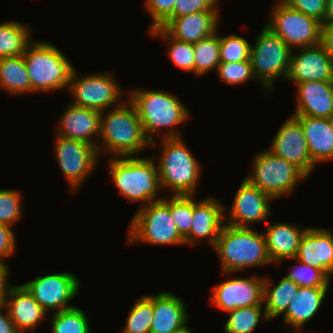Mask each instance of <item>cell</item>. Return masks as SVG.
I'll return each instance as SVG.
<instances>
[{
    "label": "cell",
    "instance_id": "6da1fadb",
    "mask_svg": "<svg viewBox=\"0 0 333 333\" xmlns=\"http://www.w3.org/2000/svg\"><path fill=\"white\" fill-rule=\"evenodd\" d=\"M129 92L127 101L134 105L151 149L156 143L154 134L164 128L166 130L158 139L181 138L175 126L187 122L190 113L179 97L162 90L133 89Z\"/></svg>",
    "mask_w": 333,
    "mask_h": 333
},
{
    "label": "cell",
    "instance_id": "7a4b0ae2",
    "mask_svg": "<svg viewBox=\"0 0 333 333\" xmlns=\"http://www.w3.org/2000/svg\"><path fill=\"white\" fill-rule=\"evenodd\" d=\"M100 112V134L97 150L112 157L137 156L151 146L134 105L129 101ZM101 141V142H100ZM100 142V143H99ZM104 150H101L102 147Z\"/></svg>",
    "mask_w": 333,
    "mask_h": 333
},
{
    "label": "cell",
    "instance_id": "3957f363",
    "mask_svg": "<svg viewBox=\"0 0 333 333\" xmlns=\"http://www.w3.org/2000/svg\"><path fill=\"white\" fill-rule=\"evenodd\" d=\"M213 248L220 258L222 273L229 278L231 273L272 263L263 231L258 233L250 227L225 223Z\"/></svg>",
    "mask_w": 333,
    "mask_h": 333
},
{
    "label": "cell",
    "instance_id": "277c9868",
    "mask_svg": "<svg viewBox=\"0 0 333 333\" xmlns=\"http://www.w3.org/2000/svg\"><path fill=\"white\" fill-rule=\"evenodd\" d=\"M155 155L149 157H111L109 174L119 193L131 202H142L144 207L158 199L161 189Z\"/></svg>",
    "mask_w": 333,
    "mask_h": 333
},
{
    "label": "cell",
    "instance_id": "5b68a950",
    "mask_svg": "<svg viewBox=\"0 0 333 333\" xmlns=\"http://www.w3.org/2000/svg\"><path fill=\"white\" fill-rule=\"evenodd\" d=\"M183 140L161 139V153L156 161L160 186L169 188L173 195H195L202 167Z\"/></svg>",
    "mask_w": 333,
    "mask_h": 333
},
{
    "label": "cell",
    "instance_id": "8992f818",
    "mask_svg": "<svg viewBox=\"0 0 333 333\" xmlns=\"http://www.w3.org/2000/svg\"><path fill=\"white\" fill-rule=\"evenodd\" d=\"M23 57L31 82V93L68 89L75 67L54 44L33 40L26 47Z\"/></svg>",
    "mask_w": 333,
    "mask_h": 333
},
{
    "label": "cell",
    "instance_id": "52a82bcc",
    "mask_svg": "<svg viewBox=\"0 0 333 333\" xmlns=\"http://www.w3.org/2000/svg\"><path fill=\"white\" fill-rule=\"evenodd\" d=\"M128 242L152 245H185L170 213V198L151 202L133 215L128 227Z\"/></svg>",
    "mask_w": 333,
    "mask_h": 333
},
{
    "label": "cell",
    "instance_id": "ba28073f",
    "mask_svg": "<svg viewBox=\"0 0 333 333\" xmlns=\"http://www.w3.org/2000/svg\"><path fill=\"white\" fill-rule=\"evenodd\" d=\"M254 43L250 52L253 75L263 89L273 92L277 79L287 78L292 49L266 26Z\"/></svg>",
    "mask_w": 333,
    "mask_h": 333
},
{
    "label": "cell",
    "instance_id": "9c48e42d",
    "mask_svg": "<svg viewBox=\"0 0 333 333\" xmlns=\"http://www.w3.org/2000/svg\"><path fill=\"white\" fill-rule=\"evenodd\" d=\"M305 178L295 165L270 150H263L255 155L253 170L245 179L274 200L294 192L299 181Z\"/></svg>",
    "mask_w": 333,
    "mask_h": 333
},
{
    "label": "cell",
    "instance_id": "30bf717a",
    "mask_svg": "<svg viewBox=\"0 0 333 333\" xmlns=\"http://www.w3.org/2000/svg\"><path fill=\"white\" fill-rule=\"evenodd\" d=\"M264 25L293 50L321 44L322 23L279 0Z\"/></svg>",
    "mask_w": 333,
    "mask_h": 333
},
{
    "label": "cell",
    "instance_id": "8fae6325",
    "mask_svg": "<svg viewBox=\"0 0 333 333\" xmlns=\"http://www.w3.org/2000/svg\"><path fill=\"white\" fill-rule=\"evenodd\" d=\"M78 76V71L74 68L68 86V90L74 98L71 104L101 112L123 103H120L119 100L124 91L115 80L114 75L102 72L87 74L84 77L83 75Z\"/></svg>",
    "mask_w": 333,
    "mask_h": 333
},
{
    "label": "cell",
    "instance_id": "7c38bea8",
    "mask_svg": "<svg viewBox=\"0 0 333 333\" xmlns=\"http://www.w3.org/2000/svg\"><path fill=\"white\" fill-rule=\"evenodd\" d=\"M55 156L61 172L68 181L70 191L77 192L88 175L97 167L99 153L85 142L55 135Z\"/></svg>",
    "mask_w": 333,
    "mask_h": 333
},
{
    "label": "cell",
    "instance_id": "4fadbf2b",
    "mask_svg": "<svg viewBox=\"0 0 333 333\" xmlns=\"http://www.w3.org/2000/svg\"><path fill=\"white\" fill-rule=\"evenodd\" d=\"M79 281L72 273L60 272L37 276L22 285L46 312H60L74 307L68 303L78 296Z\"/></svg>",
    "mask_w": 333,
    "mask_h": 333
},
{
    "label": "cell",
    "instance_id": "5bb4252c",
    "mask_svg": "<svg viewBox=\"0 0 333 333\" xmlns=\"http://www.w3.org/2000/svg\"><path fill=\"white\" fill-rule=\"evenodd\" d=\"M265 277L225 279L217 284L211 295V304L226 313L247 306L263 305Z\"/></svg>",
    "mask_w": 333,
    "mask_h": 333
},
{
    "label": "cell",
    "instance_id": "9a60e30c",
    "mask_svg": "<svg viewBox=\"0 0 333 333\" xmlns=\"http://www.w3.org/2000/svg\"><path fill=\"white\" fill-rule=\"evenodd\" d=\"M272 200L269 195L243 179L234 195L230 210L225 208V216L228 215L225 217V223L234 227L247 228H251V223L263 220L267 223V218L271 216L269 202Z\"/></svg>",
    "mask_w": 333,
    "mask_h": 333
},
{
    "label": "cell",
    "instance_id": "2e32d148",
    "mask_svg": "<svg viewBox=\"0 0 333 333\" xmlns=\"http://www.w3.org/2000/svg\"><path fill=\"white\" fill-rule=\"evenodd\" d=\"M268 150L295 165L307 177L316 166L309 155L301 123L293 115L280 126Z\"/></svg>",
    "mask_w": 333,
    "mask_h": 333
},
{
    "label": "cell",
    "instance_id": "e0dca14e",
    "mask_svg": "<svg viewBox=\"0 0 333 333\" xmlns=\"http://www.w3.org/2000/svg\"><path fill=\"white\" fill-rule=\"evenodd\" d=\"M291 54L287 78L293 84L307 81H333V58L321 44L299 48Z\"/></svg>",
    "mask_w": 333,
    "mask_h": 333
},
{
    "label": "cell",
    "instance_id": "ac0fdd59",
    "mask_svg": "<svg viewBox=\"0 0 333 333\" xmlns=\"http://www.w3.org/2000/svg\"><path fill=\"white\" fill-rule=\"evenodd\" d=\"M225 205L215 197H207L197 201L194 195L193 223L185 244L197 245L202 239H208L213 247L225 224Z\"/></svg>",
    "mask_w": 333,
    "mask_h": 333
},
{
    "label": "cell",
    "instance_id": "d6986e66",
    "mask_svg": "<svg viewBox=\"0 0 333 333\" xmlns=\"http://www.w3.org/2000/svg\"><path fill=\"white\" fill-rule=\"evenodd\" d=\"M58 122L57 133H55L57 136L79 140L97 148L100 111L70 103Z\"/></svg>",
    "mask_w": 333,
    "mask_h": 333
},
{
    "label": "cell",
    "instance_id": "ffe728a7",
    "mask_svg": "<svg viewBox=\"0 0 333 333\" xmlns=\"http://www.w3.org/2000/svg\"><path fill=\"white\" fill-rule=\"evenodd\" d=\"M295 259L321 269L329 278L333 274V232L321 227L308 228Z\"/></svg>",
    "mask_w": 333,
    "mask_h": 333
},
{
    "label": "cell",
    "instance_id": "44dd1931",
    "mask_svg": "<svg viewBox=\"0 0 333 333\" xmlns=\"http://www.w3.org/2000/svg\"><path fill=\"white\" fill-rule=\"evenodd\" d=\"M220 17L219 11H200L168 17L159 27L179 41L196 43L219 29Z\"/></svg>",
    "mask_w": 333,
    "mask_h": 333
},
{
    "label": "cell",
    "instance_id": "7402d4cb",
    "mask_svg": "<svg viewBox=\"0 0 333 333\" xmlns=\"http://www.w3.org/2000/svg\"><path fill=\"white\" fill-rule=\"evenodd\" d=\"M296 109L292 115L333 119V81L296 84Z\"/></svg>",
    "mask_w": 333,
    "mask_h": 333
},
{
    "label": "cell",
    "instance_id": "603a6c76",
    "mask_svg": "<svg viewBox=\"0 0 333 333\" xmlns=\"http://www.w3.org/2000/svg\"><path fill=\"white\" fill-rule=\"evenodd\" d=\"M5 306L14 326L20 333L28 330L34 333L35 328L39 324L41 325L48 314L22 284L13 285L10 288Z\"/></svg>",
    "mask_w": 333,
    "mask_h": 333
},
{
    "label": "cell",
    "instance_id": "cb8c5ba5",
    "mask_svg": "<svg viewBox=\"0 0 333 333\" xmlns=\"http://www.w3.org/2000/svg\"><path fill=\"white\" fill-rule=\"evenodd\" d=\"M187 305L177 294L160 291L153 295V319L149 333H174L188 324Z\"/></svg>",
    "mask_w": 333,
    "mask_h": 333
},
{
    "label": "cell",
    "instance_id": "d4e9b609",
    "mask_svg": "<svg viewBox=\"0 0 333 333\" xmlns=\"http://www.w3.org/2000/svg\"><path fill=\"white\" fill-rule=\"evenodd\" d=\"M270 223V225H269ZM263 232L271 262L280 265L283 260L295 258L300 241L308 228L301 229L296 224L267 222Z\"/></svg>",
    "mask_w": 333,
    "mask_h": 333
},
{
    "label": "cell",
    "instance_id": "484cf974",
    "mask_svg": "<svg viewBox=\"0 0 333 333\" xmlns=\"http://www.w3.org/2000/svg\"><path fill=\"white\" fill-rule=\"evenodd\" d=\"M301 123L309 155L317 165L333 160V119L293 115Z\"/></svg>",
    "mask_w": 333,
    "mask_h": 333
},
{
    "label": "cell",
    "instance_id": "4316f807",
    "mask_svg": "<svg viewBox=\"0 0 333 333\" xmlns=\"http://www.w3.org/2000/svg\"><path fill=\"white\" fill-rule=\"evenodd\" d=\"M329 287H298L297 293L290 301L283 322L293 327L295 333H301L304 324L312 319L320 307Z\"/></svg>",
    "mask_w": 333,
    "mask_h": 333
},
{
    "label": "cell",
    "instance_id": "83f0119b",
    "mask_svg": "<svg viewBox=\"0 0 333 333\" xmlns=\"http://www.w3.org/2000/svg\"><path fill=\"white\" fill-rule=\"evenodd\" d=\"M271 280L265 278L263 304L268 320L284 315L292 298L298 290V285L286 276L279 280L276 286H271ZM272 287V288H271Z\"/></svg>",
    "mask_w": 333,
    "mask_h": 333
},
{
    "label": "cell",
    "instance_id": "f1b7e54d",
    "mask_svg": "<svg viewBox=\"0 0 333 333\" xmlns=\"http://www.w3.org/2000/svg\"><path fill=\"white\" fill-rule=\"evenodd\" d=\"M0 88L13 95L31 93V82L23 55L0 58Z\"/></svg>",
    "mask_w": 333,
    "mask_h": 333
},
{
    "label": "cell",
    "instance_id": "f546056e",
    "mask_svg": "<svg viewBox=\"0 0 333 333\" xmlns=\"http://www.w3.org/2000/svg\"><path fill=\"white\" fill-rule=\"evenodd\" d=\"M29 28L28 23L15 20L0 24V58L18 57L25 53L32 41Z\"/></svg>",
    "mask_w": 333,
    "mask_h": 333
},
{
    "label": "cell",
    "instance_id": "4dcf8cb0",
    "mask_svg": "<svg viewBox=\"0 0 333 333\" xmlns=\"http://www.w3.org/2000/svg\"><path fill=\"white\" fill-rule=\"evenodd\" d=\"M194 75L202 77L220 63V35L217 31L194 43Z\"/></svg>",
    "mask_w": 333,
    "mask_h": 333
},
{
    "label": "cell",
    "instance_id": "1f68e13d",
    "mask_svg": "<svg viewBox=\"0 0 333 333\" xmlns=\"http://www.w3.org/2000/svg\"><path fill=\"white\" fill-rule=\"evenodd\" d=\"M151 36H158L168 43V56L172 63L186 72L194 73V43L179 41L170 36L162 27L148 30Z\"/></svg>",
    "mask_w": 333,
    "mask_h": 333
},
{
    "label": "cell",
    "instance_id": "d6a6232c",
    "mask_svg": "<svg viewBox=\"0 0 333 333\" xmlns=\"http://www.w3.org/2000/svg\"><path fill=\"white\" fill-rule=\"evenodd\" d=\"M264 305H254L238 308L228 312L229 318L223 330L225 333H252L261 319L269 321Z\"/></svg>",
    "mask_w": 333,
    "mask_h": 333
},
{
    "label": "cell",
    "instance_id": "836d02e7",
    "mask_svg": "<svg viewBox=\"0 0 333 333\" xmlns=\"http://www.w3.org/2000/svg\"><path fill=\"white\" fill-rule=\"evenodd\" d=\"M86 313L79 307L54 312L51 318L53 333H90Z\"/></svg>",
    "mask_w": 333,
    "mask_h": 333
},
{
    "label": "cell",
    "instance_id": "e575fe53",
    "mask_svg": "<svg viewBox=\"0 0 333 333\" xmlns=\"http://www.w3.org/2000/svg\"><path fill=\"white\" fill-rule=\"evenodd\" d=\"M153 319V294L144 295L133 304L122 333H149Z\"/></svg>",
    "mask_w": 333,
    "mask_h": 333
},
{
    "label": "cell",
    "instance_id": "d590c367",
    "mask_svg": "<svg viewBox=\"0 0 333 333\" xmlns=\"http://www.w3.org/2000/svg\"><path fill=\"white\" fill-rule=\"evenodd\" d=\"M170 213L179 234L185 239L193 223L194 195L170 196Z\"/></svg>",
    "mask_w": 333,
    "mask_h": 333
},
{
    "label": "cell",
    "instance_id": "8d00e7d4",
    "mask_svg": "<svg viewBox=\"0 0 333 333\" xmlns=\"http://www.w3.org/2000/svg\"><path fill=\"white\" fill-rule=\"evenodd\" d=\"M290 260H296L298 265H295L286 277L299 287H329L331 279L321 269L308 266L295 258Z\"/></svg>",
    "mask_w": 333,
    "mask_h": 333
},
{
    "label": "cell",
    "instance_id": "74e56055",
    "mask_svg": "<svg viewBox=\"0 0 333 333\" xmlns=\"http://www.w3.org/2000/svg\"><path fill=\"white\" fill-rule=\"evenodd\" d=\"M251 44L236 34L220 36V62L250 60Z\"/></svg>",
    "mask_w": 333,
    "mask_h": 333
},
{
    "label": "cell",
    "instance_id": "f35d334b",
    "mask_svg": "<svg viewBox=\"0 0 333 333\" xmlns=\"http://www.w3.org/2000/svg\"><path fill=\"white\" fill-rule=\"evenodd\" d=\"M22 194L14 189L0 190V224L12 227L22 217Z\"/></svg>",
    "mask_w": 333,
    "mask_h": 333
},
{
    "label": "cell",
    "instance_id": "ab89813d",
    "mask_svg": "<svg viewBox=\"0 0 333 333\" xmlns=\"http://www.w3.org/2000/svg\"><path fill=\"white\" fill-rule=\"evenodd\" d=\"M216 70L219 78L228 85H240L251 81V79H256L253 75L250 60L220 62Z\"/></svg>",
    "mask_w": 333,
    "mask_h": 333
},
{
    "label": "cell",
    "instance_id": "60d3db41",
    "mask_svg": "<svg viewBox=\"0 0 333 333\" xmlns=\"http://www.w3.org/2000/svg\"><path fill=\"white\" fill-rule=\"evenodd\" d=\"M220 0H176L173 13L169 17H181L200 11H219Z\"/></svg>",
    "mask_w": 333,
    "mask_h": 333
},
{
    "label": "cell",
    "instance_id": "b9f144b4",
    "mask_svg": "<svg viewBox=\"0 0 333 333\" xmlns=\"http://www.w3.org/2000/svg\"><path fill=\"white\" fill-rule=\"evenodd\" d=\"M176 0H145L144 6L152 17V24L148 30L159 27L174 10Z\"/></svg>",
    "mask_w": 333,
    "mask_h": 333
},
{
    "label": "cell",
    "instance_id": "7bdbcfd3",
    "mask_svg": "<svg viewBox=\"0 0 333 333\" xmlns=\"http://www.w3.org/2000/svg\"><path fill=\"white\" fill-rule=\"evenodd\" d=\"M290 8L300 11L307 16L315 18L320 23L324 22L326 13V0H282Z\"/></svg>",
    "mask_w": 333,
    "mask_h": 333
},
{
    "label": "cell",
    "instance_id": "ee69618b",
    "mask_svg": "<svg viewBox=\"0 0 333 333\" xmlns=\"http://www.w3.org/2000/svg\"><path fill=\"white\" fill-rule=\"evenodd\" d=\"M15 232L12 227L0 224V262H5L4 258L12 256L16 250Z\"/></svg>",
    "mask_w": 333,
    "mask_h": 333
},
{
    "label": "cell",
    "instance_id": "f6af8a7d",
    "mask_svg": "<svg viewBox=\"0 0 333 333\" xmlns=\"http://www.w3.org/2000/svg\"><path fill=\"white\" fill-rule=\"evenodd\" d=\"M9 266L7 263L0 262V305L5 304L9 290L13 285H10L8 281Z\"/></svg>",
    "mask_w": 333,
    "mask_h": 333
},
{
    "label": "cell",
    "instance_id": "bcb514c9",
    "mask_svg": "<svg viewBox=\"0 0 333 333\" xmlns=\"http://www.w3.org/2000/svg\"><path fill=\"white\" fill-rule=\"evenodd\" d=\"M321 45L326 52L333 58V23L322 24Z\"/></svg>",
    "mask_w": 333,
    "mask_h": 333
},
{
    "label": "cell",
    "instance_id": "7dc6e473",
    "mask_svg": "<svg viewBox=\"0 0 333 333\" xmlns=\"http://www.w3.org/2000/svg\"><path fill=\"white\" fill-rule=\"evenodd\" d=\"M0 333H20L14 326L5 304L0 305Z\"/></svg>",
    "mask_w": 333,
    "mask_h": 333
},
{
    "label": "cell",
    "instance_id": "c3c4849f",
    "mask_svg": "<svg viewBox=\"0 0 333 333\" xmlns=\"http://www.w3.org/2000/svg\"><path fill=\"white\" fill-rule=\"evenodd\" d=\"M333 23V0H326V13L322 24Z\"/></svg>",
    "mask_w": 333,
    "mask_h": 333
},
{
    "label": "cell",
    "instance_id": "681fc988",
    "mask_svg": "<svg viewBox=\"0 0 333 333\" xmlns=\"http://www.w3.org/2000/svg\"><path fill=\"white\" fill-rule=\"evenodd\" d=\"M174 333H193V331L185 324L182 328L176 330Z\"/></svg>",
    "mask_w": 333,
    "mask_h": 333
}]
</instances>
